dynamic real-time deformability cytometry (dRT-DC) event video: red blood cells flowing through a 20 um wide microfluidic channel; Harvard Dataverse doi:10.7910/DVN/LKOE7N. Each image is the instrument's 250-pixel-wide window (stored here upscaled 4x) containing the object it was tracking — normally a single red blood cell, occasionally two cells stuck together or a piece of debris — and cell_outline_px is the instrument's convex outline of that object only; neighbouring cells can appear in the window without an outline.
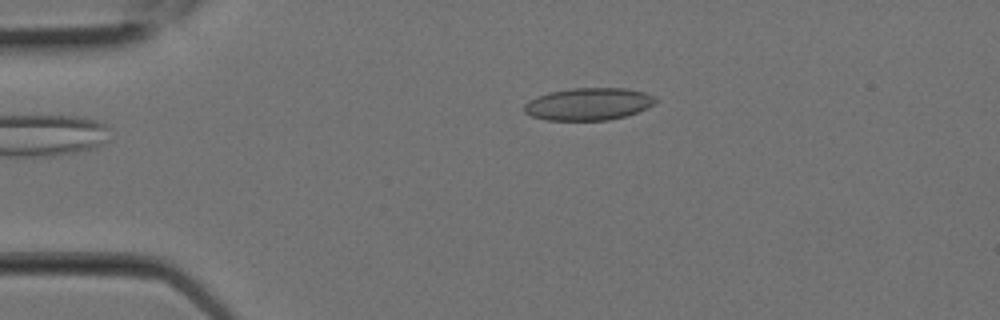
{"species": "Egyptian fruit bat (a non-hibernating species)", "species_latin": "Rousettus aegyptiacus", "temperature_condition": "room temperature", "stored_images_in_passage": 2, "camera_frame_rate_fps": 3000, "um_per_image_px": 0.085, "animal": {"sex": "female"}, "frame": {"image": 1, "passage_image": 2, "time_ms": 0.333, "image_size_px": [1000, 320], "cell_outline_px": [[660, 100], [648, 108], [624, 116], [608, 120], [544, 120], [532, 116], [524, 112], [524, 104], [528, 100], [536, 96], [548, 92], [572, 88], [628, 88], [644, 92], [656, 96]], "centroid_in_image_um": [50.03, 8.83], "position_along_channel_um": 35.0, "area_um2": 25.03}}